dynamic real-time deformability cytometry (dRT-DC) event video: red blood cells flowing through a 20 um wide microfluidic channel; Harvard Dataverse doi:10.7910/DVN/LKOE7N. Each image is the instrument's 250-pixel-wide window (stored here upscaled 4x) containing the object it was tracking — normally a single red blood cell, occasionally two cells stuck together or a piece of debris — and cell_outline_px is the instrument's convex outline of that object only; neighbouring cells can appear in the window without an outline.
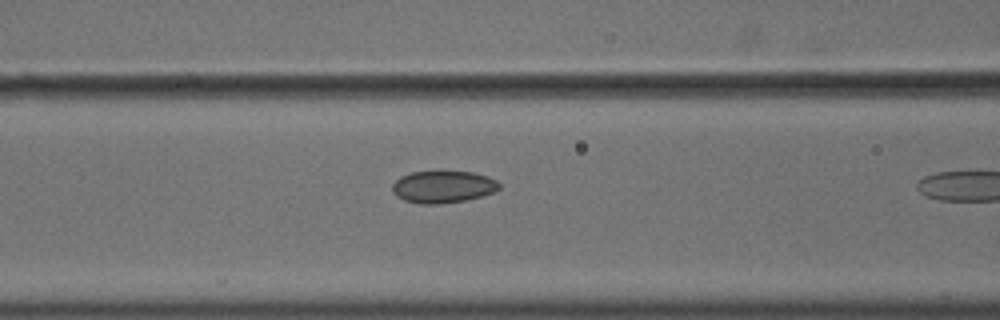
{"species": "common noctule bat (a hibernating species)", "species_latin": "Nyctalus noctula", "temperature_condition": "cold", "stored_images_in_passage": 11, "camera_frame_rate_fps": 3000, "um_per_image_px": 0.085, "animal": {"sex": "male", "body_mass_g": 18.8}, "frame": {"image": 1, "passage_image": 10, "time_ms": 3.0, "image_size_px": [1000, 320], "cell_outline_px": [[500, 188], [484, 196], [464, 200], [440, 204], [420, 204], [404, 200], [396, 196], [392, 192], [392, 184], [400, 176], [412, 172], [472, 172], [488, 176], [496, 180], [500, 184]], "centroid_in_image_um": [37.64, 15.89], "position_along_channel_um": 129.0, "area_um2": 20.0}}